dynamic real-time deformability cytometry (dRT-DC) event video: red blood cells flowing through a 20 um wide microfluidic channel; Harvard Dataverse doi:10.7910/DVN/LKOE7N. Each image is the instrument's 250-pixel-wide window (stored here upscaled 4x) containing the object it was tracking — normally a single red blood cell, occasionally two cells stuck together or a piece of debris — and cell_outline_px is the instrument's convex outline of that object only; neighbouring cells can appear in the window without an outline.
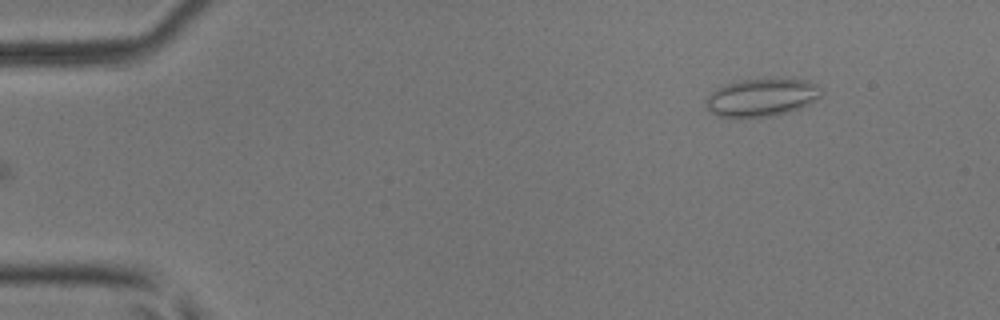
{"species": "common noctule bat (a hibernating species)", "species_latin": "Nyctalus noctula", "temperature_condition": "room temperature", "stored_images_in_passage": 7, "camera_frame_rate_fps": 3000, "um_per_image_px": 0.085, "animal": {"sex": "male", "body_mass_g": 17.9, "forearm_length_mm": 54.2}, "frame": {"image": 1, "passage_image": 7, "time_ms": 2.0, "image_size_px": [1000, 320], "cell_outline_px": [[820, 96], [816, 100], [800, 108], [788, 112], [768, 116], [716, 116], [704, 104], [704, 100], [716, 88], [724, 84], [736, 80], [776, 76], [808, 80], [820, 84]], "centroid_in_image_um": [64.77, 8.21], "position_along_channel_um": 20.2, "area_um2": 26.07}}